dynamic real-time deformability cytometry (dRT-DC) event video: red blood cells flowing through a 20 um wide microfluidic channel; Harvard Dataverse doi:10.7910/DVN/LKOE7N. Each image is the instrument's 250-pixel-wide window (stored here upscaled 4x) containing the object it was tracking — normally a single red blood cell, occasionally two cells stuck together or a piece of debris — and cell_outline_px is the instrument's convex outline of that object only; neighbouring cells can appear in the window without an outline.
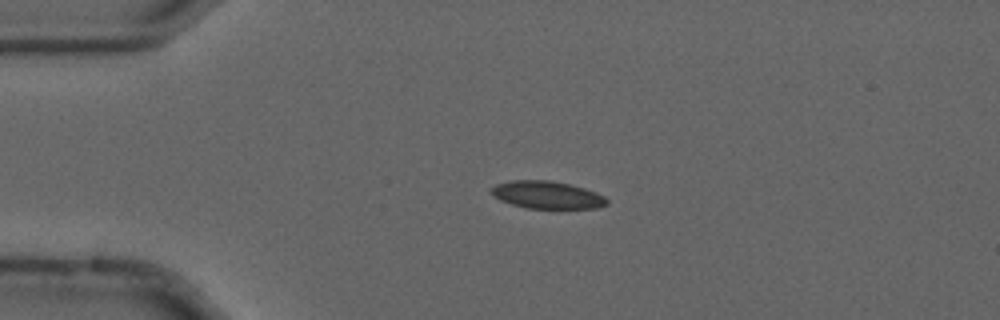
{"species": "common noctule bat (a hibernating species)", "species_latin": "Nyctalus noctula", "temperature_condition": "cold", "stored_images_in_passage": 44, "camera_frame_rate_fps": 3000, "um_per_image_px": 0.085, "animal": {"sex": "male", "forearm_length_mm": 52.5}, "frame": {"image": 1, "passage_image": 1, "time_ms": 0.0, "image_size_px": [1000, 320], "cell_outline_px": [[608, 204], [596, 208], [524, 208], [500, 200], [492, 196], [488, 188], [496, 184], [512, 180], [548, 180], [568, 184], [584, 188], [596, 192], [604, 196], [608, 200]], "centroid_in_image_um": [46.45, 16.56], "position_along_channel_um": 38.5, "area_um2": 18.61}}
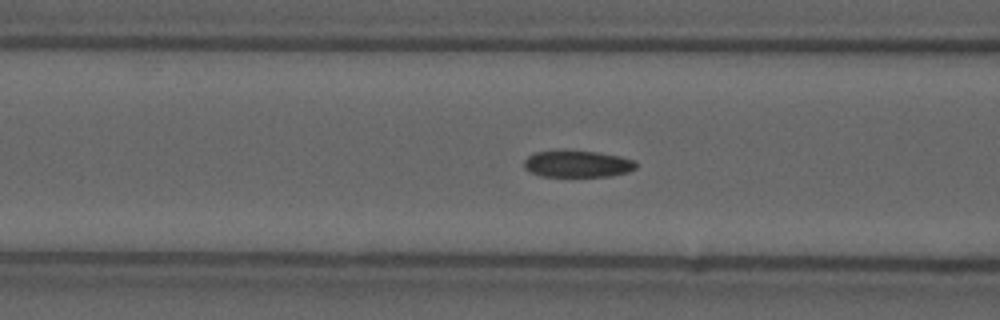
{"frame": {"image": 2, "passage_image": 10, "time_ms": 3.0, "image_size_px": [1000, 320], "cell_outline_px": [[636, 168], [628, 172], [608, 176], [540, 176], [528, 172], [524, 168], [524, 160], [528, 156], [536, 152], [564, 148], [596, 152], [620, 156], [632, 160], [636, 164]], "centroid_in_image_um": [49.01, 13.9], "position_along_channel_um": 117.6, "area_um2": 17.86}}
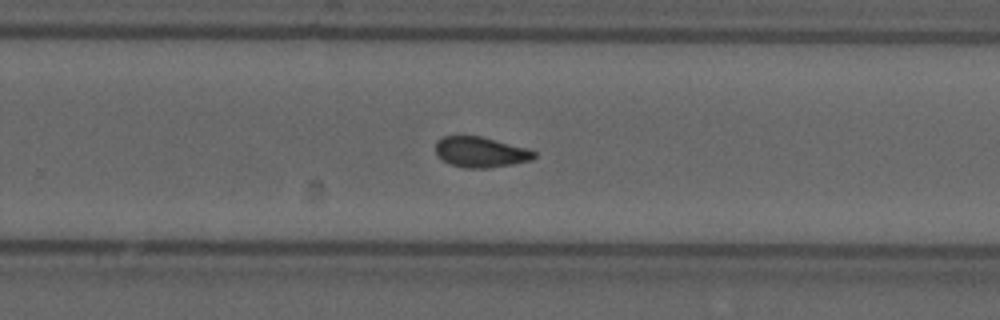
{"frame": {"image": 3, "passage_image": 24, "time_ms": 7.667, "image_size_px": [1000, 320], "cell_outline_px": [[536, 156], [532, 160], [512, 164], [488, 168], [464, 168], [452, 164], [436, 156], [436, 140], [444, 136], [480, 136], [528, 148], [536, 152]], "centroid_in_image_um": [40.86, 12.93], "position_along_channel_um": 288.9, "area_um2": 17.51}, "authors_computed_cell_mechanics": {"area_um2": 17.7157, "velocity_mm_per_s": 3.6885, "shape_relaxation_time_tau1_ms": null, "shape_relaxation_time_tau2_ms": 2.3012, "deformation_change_tau1": null, "deformation_change_tau2": 0.072}}